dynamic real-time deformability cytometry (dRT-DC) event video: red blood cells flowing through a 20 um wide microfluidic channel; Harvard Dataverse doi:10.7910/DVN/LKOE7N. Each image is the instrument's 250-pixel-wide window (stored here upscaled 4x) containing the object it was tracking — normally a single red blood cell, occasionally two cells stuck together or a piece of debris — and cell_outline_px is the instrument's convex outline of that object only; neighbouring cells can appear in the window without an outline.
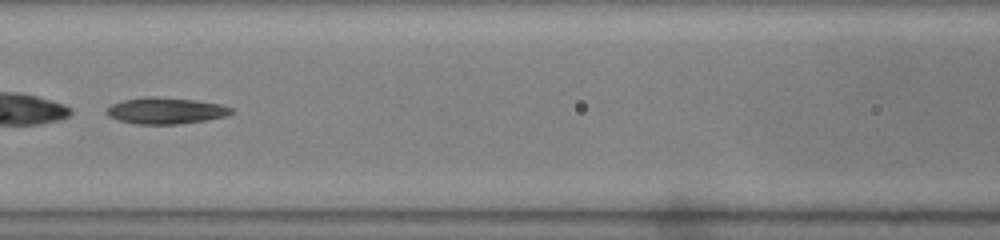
{"species": "common noctule bat (a hibernating species)", "species_latin": "Nyctalus noctula", "temperature_condition": "warm", "stored_images_in_passage": 47, "camera_frame_rate_fps": 3000, "um_per_image_px": 0.085, "animal": {"sex": "male", "body_mass_g": 19.0, "forearm_length_mm": 50.8}, "frame": {"image": 1, "passage_image": 20, "time_ms": 6.333, "image_size_px": [1000, 240], "cell_outline_px": [[232, 112], [224, 116], [204, 120], [176, 124], [136, 124], [120, 120], [108, 116], [108, 108], [112, 104], [124, 100], [148, 96], [156, 96], [192, 100], [220, 104], [232, 108]], "centroid_in_image_um": [14.07, 9.4], "position_along_channel_um": 152.5, "area_um2": 18.73}}
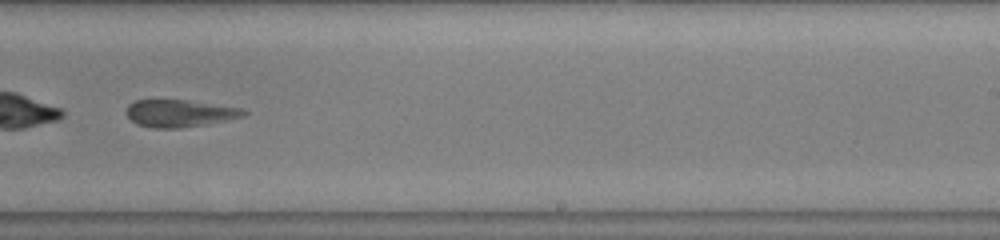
{"frame": {"image": 2, "passage_image": 29, "time_ms": 9.333, "image_size_px": [1000, 240], "cell_outline_px": [[248, 112], [244, 116], [228, 120], [180, 128], [152, 128], [136, 124], [128, 116], [128, 104], [136, 100], [184, 100], [240, 108]], "centroid_in_image_um": [15.26, 9.64], "position_along_channel_um": 273.7, "area_um2": 18.32}, "authors_computed_cell_mechanics": {"area_um2": 18.6116, "velocity_mm_per_s": 4.0505, "shape_relaxation_time_tau1_ms": 0.8699, "shape_relaxation_time_tau2_ms": null, "deformation_change_tau1": 0.2361, "deformation_change_tau2": null}}